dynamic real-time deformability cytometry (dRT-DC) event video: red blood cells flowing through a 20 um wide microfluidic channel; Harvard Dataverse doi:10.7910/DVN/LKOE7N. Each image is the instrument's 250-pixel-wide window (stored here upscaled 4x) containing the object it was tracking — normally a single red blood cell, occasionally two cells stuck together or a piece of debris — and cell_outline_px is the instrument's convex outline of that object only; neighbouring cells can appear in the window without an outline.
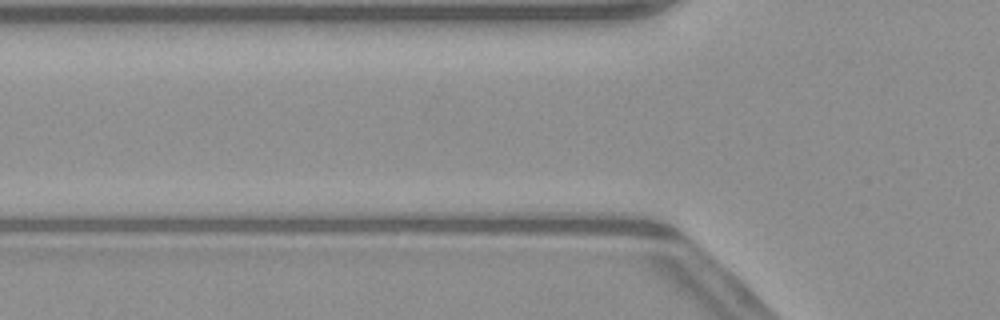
{"species": "common noctule bat (a hibernating species)", "species_latin": "Nyctalus noctula", "temperature_condition": "warm", "stored_images_in_passage": 3, "camera_frame_rate_fps": 3000, "um_per_image_px": 0.085, "animal": {"sex": "male", "body_mass_g": 23.1, "forearm_length_mm": 52.7}, "frame": {"image": 1, "passage_image": 3, "time_ms": 0.667, "image_size_px": [1000, 320], "cell_outline_px": [[752, 284], [748, 304], [676, 236], [688, 228], [732, 256]], "centroid_in_image_um": [61.07, 22.33], "position_along_channel_um": 64.7, "area_um2": 12.89}}